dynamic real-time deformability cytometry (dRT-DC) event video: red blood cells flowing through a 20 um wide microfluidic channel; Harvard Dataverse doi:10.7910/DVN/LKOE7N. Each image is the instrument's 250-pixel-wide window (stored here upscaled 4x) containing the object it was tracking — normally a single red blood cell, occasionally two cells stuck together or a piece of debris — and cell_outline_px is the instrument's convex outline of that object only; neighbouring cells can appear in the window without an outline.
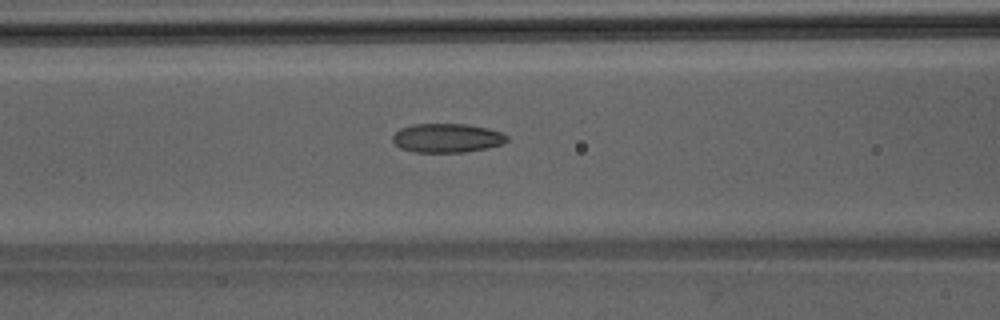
{"species": "Egyptian fruit bat (a non-hibernating species)", "species_latin": "Rousettus aegyptiacus", "temperature_condition": "room temperature", "stored_images_in_passage": 38, "camera_frame_rate_fps": 3000, "um_per_image_px": 0.085, "animal": {"sex": "male"}, "frame": {"image": 1, "passage_image": 12, "time_ms": 3.667, "image_size_px": [1000, 320], "cell_outline_px": [[508, 140], [500, 144], [488, 148], [464, 152], [412, 152], [400, 148], [392, 140], [392, 136], [400, 128], [412, 124], [468, 124], [488, 128], [500, 132], [508, 136]], "centroid_in_image_um": [37.98, 11.73], "position_along_channel_um": 128.6, "area_um2": 19.36}}
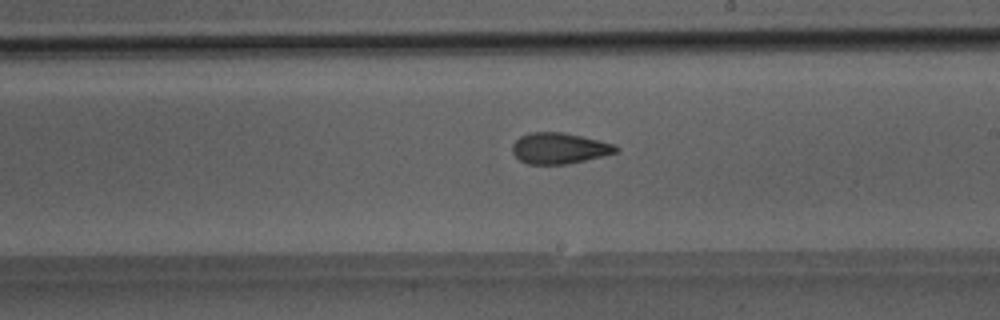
{"frame": {"image": 2, "passage_image": 20, "time_ms": 6.333, "image_size_px": [1000, 320], "cell_outline_px": [[620, 148], [616, 152], [568, 164], [528, 164], [520, 160], [512, 152], [512, 144], [520, 136], [528, 132], [564, 132], [616, 144]], "centroid_in_image_um": [47.52, 12.59], "position_along_channel_um": 241.5, "area_um2": 18.67}}
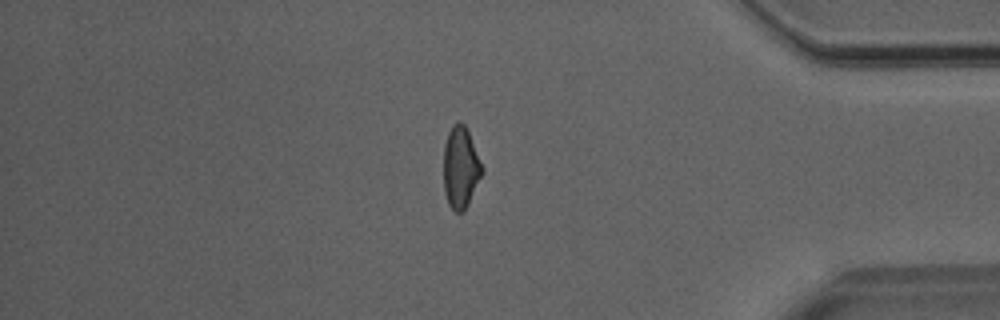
{"frame": {"image": 3, "passage_image": 33, "time_ms": 10.667, "image_size_px": [1000, 320], "cell_outline_px": [[484, 172], [464, 212], [456, 212], [448, 204], [444, 192], [444, 144], [448, 132], [452, 124], [460, 120], [464, 124], [468, 132], [484, 168]], "centroid_in_image_um": [39.16, 14.24], "position_along_channel_um": 396.0, "area_um2": 18.44}}